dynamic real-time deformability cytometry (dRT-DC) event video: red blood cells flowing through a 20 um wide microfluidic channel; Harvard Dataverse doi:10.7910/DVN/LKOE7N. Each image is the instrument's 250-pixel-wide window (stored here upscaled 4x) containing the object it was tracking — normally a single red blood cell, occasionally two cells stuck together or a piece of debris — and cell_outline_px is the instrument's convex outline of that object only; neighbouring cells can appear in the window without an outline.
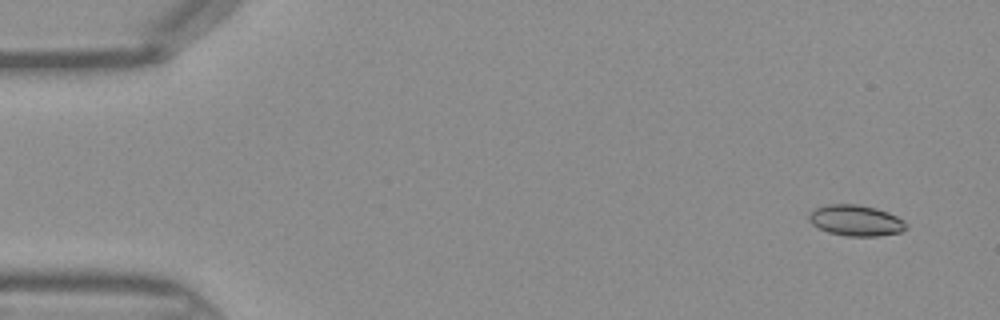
{"species": "Egyptian fruit bat (a non-hibernating species)", "species_latin": "Rousettus aegyptiacus", "temperature_condition": "warm", "stored_images_in_passage": 37, "camera_frame_rate_fps": 3000, "um_per_image_px": 0.085, "frame": {"image": 1, "passage_image": 1, "time_ms": 0.0, "image_size_px": [1000, 320], "cell_outline_px": [[908, 228], [900, 232], [880, 236], [844, 236], [828, 232], [812, 224], [808, 220], [808, 212], [816, 208], [828, 204], [856, 204], [876, 208], [888, 212], [904, 220], [908, 224]], "centroid_in_image_um": [72.75, 18.74], "position_along_channel_um": 12.2, "area_um2": 17.69}}
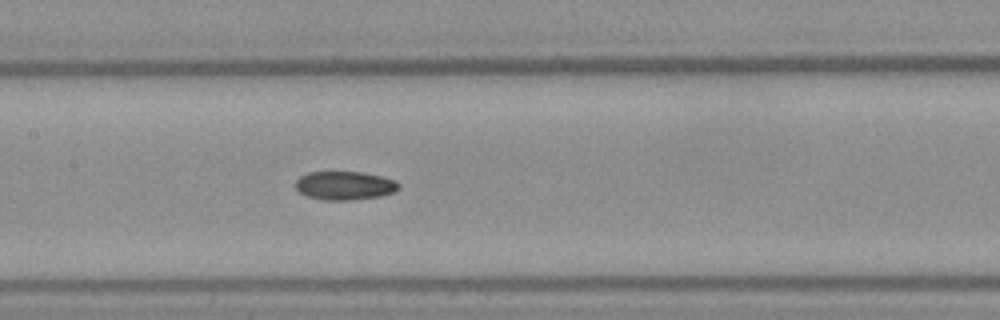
{"frame": {"image": 2, "passage_image": 20, "time_ms": 6.333, "image_size_px": [1000, 320], "cell_outline_px": [[400, 188], [396, 192], [380, 196], [348, 200], [324, 200], [304, 196], [296, 188], [296, 180], [300, 176], [308, 172], [360, 172], [380, 176], [396, 180], [400, 184]], "centroid_in_image_um": [29.31, 15.78], "position_along_channel_um": 178.1, "area_um2": 17.28}}
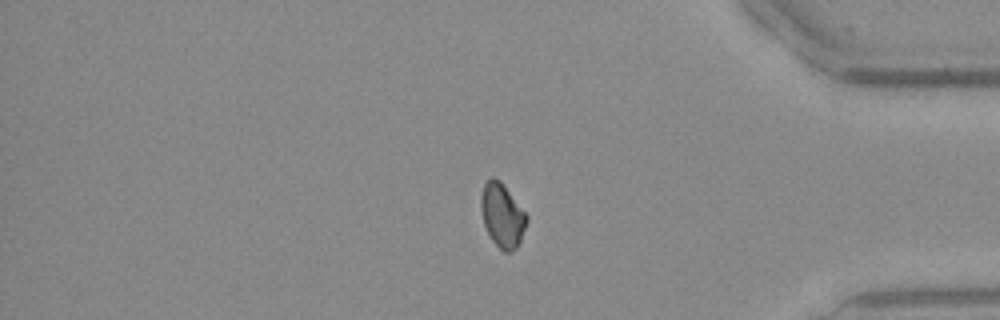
{"frame": {"image": 3, "passage_image": 36, "time_ms": 11.667, "image_size_px": [1000, 320], "cell_outline_px": [[528, 220], [520, 240], [516, 248], [512, 252], [504, 252], [492, 240], [484, 224], [480, 208], [480, 200], [484, 184], [492, 176], [500, 180], [528, 216]], "centroid_in_image_um": [42.69, 18.3], "position_along_channel_um": 392.5, "area_um2": 16.82}}